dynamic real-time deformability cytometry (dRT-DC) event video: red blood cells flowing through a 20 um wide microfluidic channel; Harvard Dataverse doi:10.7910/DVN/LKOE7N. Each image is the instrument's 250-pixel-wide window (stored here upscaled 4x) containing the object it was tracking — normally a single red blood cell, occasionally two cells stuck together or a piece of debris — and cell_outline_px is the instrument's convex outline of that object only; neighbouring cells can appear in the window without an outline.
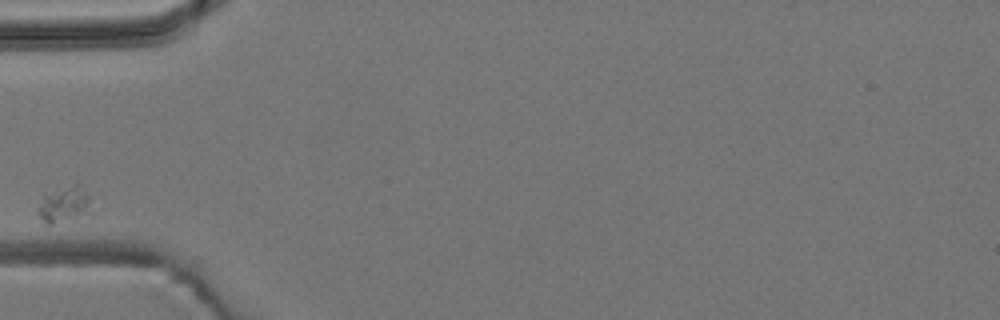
{"species": "common noctule bat (a hibernating species)", "species_latin": "Nyctalus noctula", "temperature_condition": "room temperature", "stored_images_in_passage": 6, "camera_frame_rate_fps": 3000, "um_per_image_px": 0.085, "animal": {"sex": "male", "body_mass_g": 19.2, "forearm_length_mm": 51.8}, "frame": {"image": 1, "passage_image": 1, "time_ms": 0.0, "image_size_px": [1000, 320], "cell_outline_px": [[92, 212], [52, 224], [48, 224], [36, 212], [44, 192], [76, 180], [88, 196]], "centroid_in_image_um": [5.43, 17.29], "position_along_channel_um": 79.6, "area_um2": 11.5}}
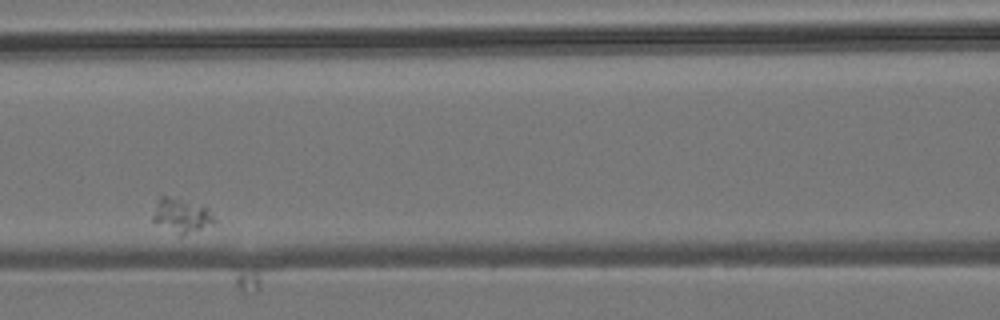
{"frame": {"image": 2, "passage_image": 3, "time_ms": 0.667, "image_size_px": [1000, 320], "cell_outline_px": [[216, 224], [180, 236], [152, 220], [152, 216], [160, 192], [164, 192], [204, 208], [216, 220]], "centroid_in_image_um": [15.36, 18.28], "position_along_channel_um": 151.2, "area_um2": 12.25}}
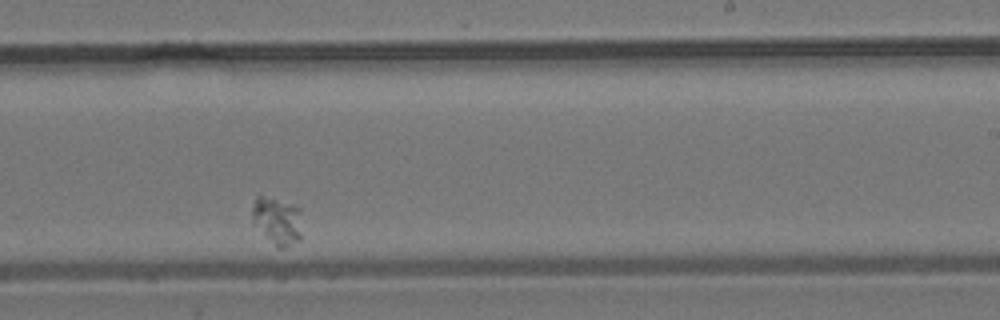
{"frame": {"image": 3, "passage_image": 6, "time_ms": 1.667, "image_size_px": [1000, 320], "cell_outline_px": [[300, 240], [284, 248], [276, 248], [252, 216], [252, 208], [256, 196], [260, 196], [276, 200], [300, 208]], "centroid_in_image_um": [23.6, 18.78], "position_along_channel_um": 265.4, "area_um2": 13.01}}